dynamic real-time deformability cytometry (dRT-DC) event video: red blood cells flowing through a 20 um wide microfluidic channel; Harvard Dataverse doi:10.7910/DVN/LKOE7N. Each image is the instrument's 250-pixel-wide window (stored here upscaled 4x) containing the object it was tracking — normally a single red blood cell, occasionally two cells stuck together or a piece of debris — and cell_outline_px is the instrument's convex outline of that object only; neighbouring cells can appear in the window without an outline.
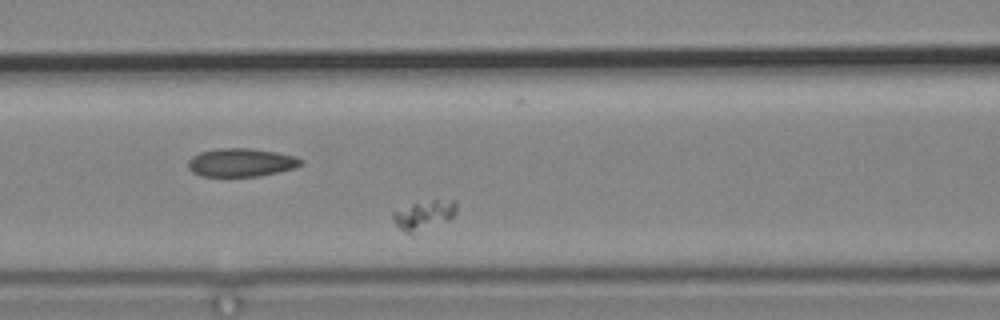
{"species": "common noctule bat (a hibernating species)", "species_latin": "Nyctalus noctula", "temperature_condition": "cold", "stored_images_in_passage": 6, "camera_frame_rate_fps": 3000, "um_per_image_px": 0.085, "animal": {"sex": "male", "body_mass_g": 19.2, "forearm_length_mm": 51.8}, "frame": {"image": 1, "passage_image": 6, "time_ms": 7.0, "image_size_px": [1000, 320], "cell_outline_px": [[456, 212], [448, 220], [412, 232], [404, 232], [392, 220], [392, 212], [412, 204], [432, 200], [456, 200]], "centroid_in_image_um": [36.03, 18.24], "position_along_channel_um": 130.6, "area_um2": 10.35}}